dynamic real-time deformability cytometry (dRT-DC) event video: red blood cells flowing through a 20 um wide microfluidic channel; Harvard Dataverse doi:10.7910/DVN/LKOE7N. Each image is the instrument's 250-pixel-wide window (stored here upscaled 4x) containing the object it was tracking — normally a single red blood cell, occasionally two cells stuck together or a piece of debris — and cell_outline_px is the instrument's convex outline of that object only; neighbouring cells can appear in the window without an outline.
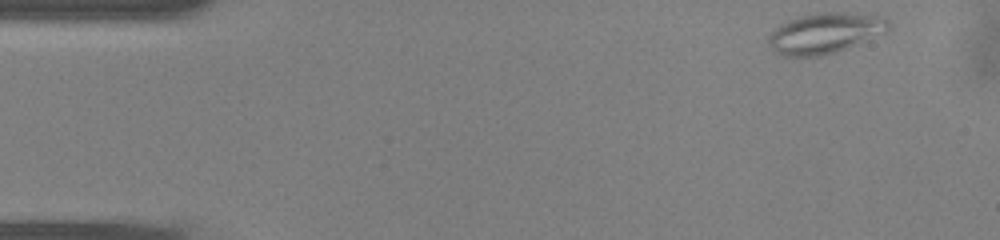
{"species": "common noctule bat (a hibernating species)", "species_latin": "Nyctalus noctula", "temperature_condition": "warm", "stored_images_in_passage": 17, "camera_frame_rate_fps": 3000, "um_per_image_px": 0.085, "animal": {"sex": "male", "body_mass_g": 13.0, "forearm_length_mm": 53.1}, "frame": {"image": 1, "passage_image": 1, "time_ms": 0.0, "image_size_px": [1000, 240], "cell_outline_px": [[888, 28], [884, 32], [836, 52], [824, 56], [780, 56], [772, 52], [768, 40], [768, 36], [780, 24], [796, 16], [812, 12], [848, 12], [884, 16], [888, 20]], "centroid_in_image_um": [70.06, 2.8], "position_along_channel_um": 14.9, "area_um2": 28.55}}